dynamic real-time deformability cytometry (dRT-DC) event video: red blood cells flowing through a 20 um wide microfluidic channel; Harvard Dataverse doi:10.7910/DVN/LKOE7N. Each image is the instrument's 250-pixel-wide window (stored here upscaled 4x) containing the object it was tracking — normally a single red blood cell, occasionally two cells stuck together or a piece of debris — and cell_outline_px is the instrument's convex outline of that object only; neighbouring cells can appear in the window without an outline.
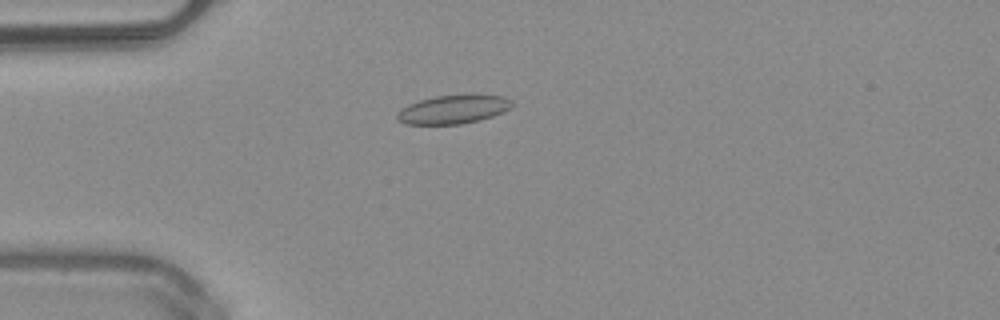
{"species": "common noctule bat (a hibernating species)", "species_latin": "Nyctalus noctula", "temperature_condition": "warm", "stored_images_in_passage": 44, "camera_frame_rate_fps": 3000, "um_per_image_px": 0.085, "animal": {"sex": "male", "body_mass_g": 20.4}, "frame": {"image": 1, "passage_image": 7, "time_ms": 2.0, "image_size_px": [1000, 320], "cell_outline_px": [[516, 104], [512, 108], [504, 112], [480, 120], [460, 124], [404, 124], [396, 116], [396, 112], [400, 108], [408, 104], [420, 100], [436, 96], [504, 96], [512, 100]], "centroid_in_image_um": [38.54, 9.31], "position_along_channel_um": 46.5, "area_um2": 19.02}}
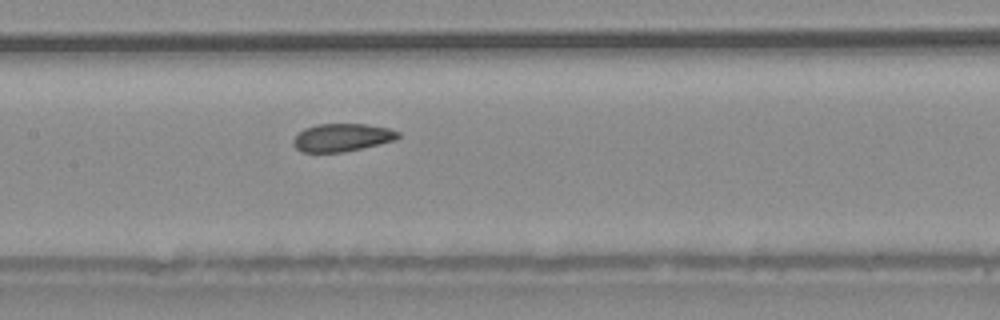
{"frame": {"image": 2, "passage_image": 18, "time_ms": 5.667, "image_size_px": [1000, 320], "cell_outline_px": [[400, 136], [396, 140], [344, 152], [300, 152], [292, 144], [292, 140], [304, 128], [316, 124], [364, 124], [388, 128], [400, 132]], "centroid_in_image_um": [29.06, 11.69], "position_along_channel_um": 178.3, "area_um2": 17.05}}
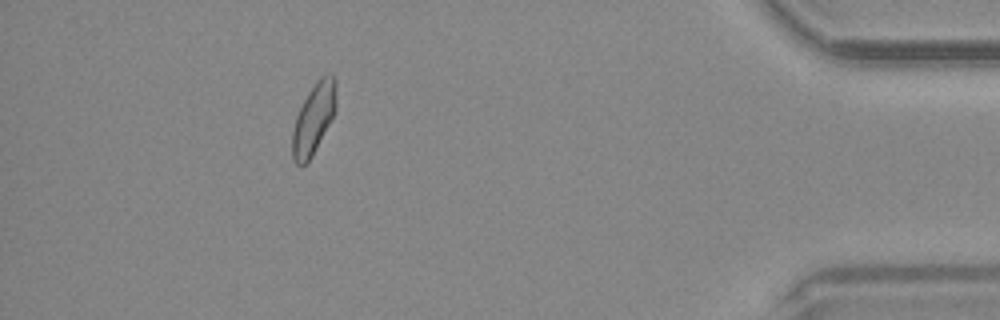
{"frame": {"image": 3, "passage_image": 39, "time_ms": 12.667, "image_size_px": [1000, 320], "cell_outline_px": [[336, 108], [312, 156], [300, 168], [292, 160], [292, 132], [296, 116], [308, 92], [316, 80], [320, 76], [332, 76], [336, 80]], "centroid_in_image_um": [26.63, 10.1], "position_along_channel_um": 408.6, "area_um2": 17.74}, "authors_computed_cell_mechanics": {"area_um2": 17.8313, "velocity_mm_per_s": 4.041, "shape_relaxation_time_tau1_ms": 2.9269, "shape_relaxation_time_tau2_ms": 1.1819, "deformation_change_tau1": 0.0909, "deformation_change_tau2": 0.0695}}